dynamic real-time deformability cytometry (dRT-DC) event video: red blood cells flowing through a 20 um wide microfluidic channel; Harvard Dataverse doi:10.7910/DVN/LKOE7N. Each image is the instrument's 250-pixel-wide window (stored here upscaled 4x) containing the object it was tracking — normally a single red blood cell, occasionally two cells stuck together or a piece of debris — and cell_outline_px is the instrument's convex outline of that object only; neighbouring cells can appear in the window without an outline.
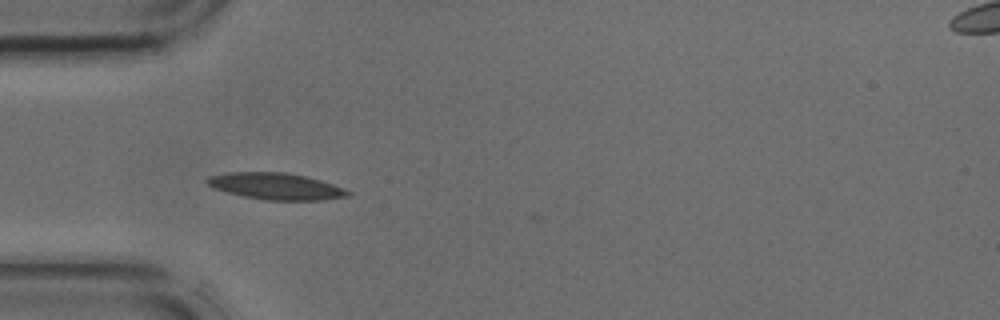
{"species": "common noctule bat (a hibernating species)", "species_latin": "Nyctalus noctula", "temperature_condition": "cold", "stored_images_in_passage": 2, "camera_frame_rate_fps": 3000, "um_per_image_px": 0.085, "animal": {"sex": "male", "body_mass_g": 17.9, "forearm_length_mm": 54.2}, "frame": {"image": 1, "passage_image": 1, "time_ms": 0.0, "image_size_px": [1000, 320], "cell_outline_px": [[352, 196], [324, 200], [264, 200], [244, 196], [228, 192], [216, 188], [208, 184], [204, 180], [208, 176], [224, 172], [284, 172], [304, 176], [320, 180], [332, 184], [352, 192]], "centroid_in_image_um": [23.46, 15.83], "position_along_channel_um": 61.5, "area_um2": 21.79}}